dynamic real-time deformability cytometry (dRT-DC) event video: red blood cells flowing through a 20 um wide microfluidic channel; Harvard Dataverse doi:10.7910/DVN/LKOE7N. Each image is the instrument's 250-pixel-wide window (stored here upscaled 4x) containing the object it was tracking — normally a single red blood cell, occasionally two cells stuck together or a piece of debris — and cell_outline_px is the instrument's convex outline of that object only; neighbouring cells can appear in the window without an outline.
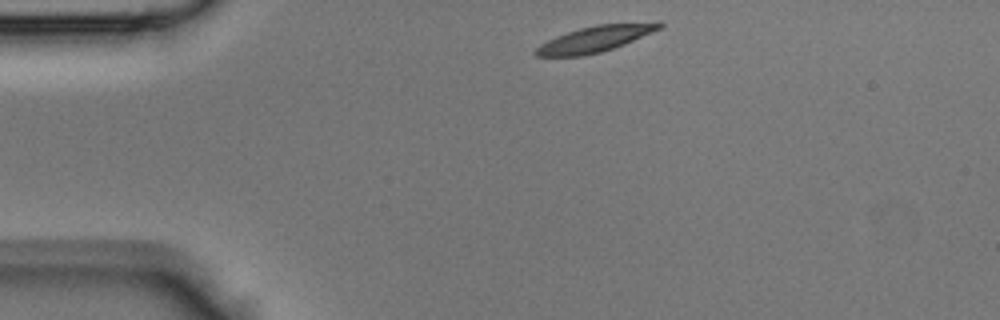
{"species": "Egyptian fruit bat (a non-hibernating species)", "species_latin": "Rousettus aegyptiacus", "temperature_condition": "room temperature", "stored_images_in_passage": 37, "camera_frame_rate_fps": 3000, "um_per_image_px": 0.085, "animal": {"sex": "male"}, "frame": {"image": 1, "passage_image": 1, "time_ms": 0.0, "image_size_px": [1000, 320], "cell_outline_px": [[664, 24], [660, 28], [652, 32], [624, 44], [600, 52], [580, 56], [536, 56], [532, 52], [540, 44], [556, 36], [580, 28], [596, 24], [656, 20], [660, 20]], "centroid_in_image_um": [50.65, 3.27], "position_along_channel_um": 34.4, "area_um2": 18.96}}
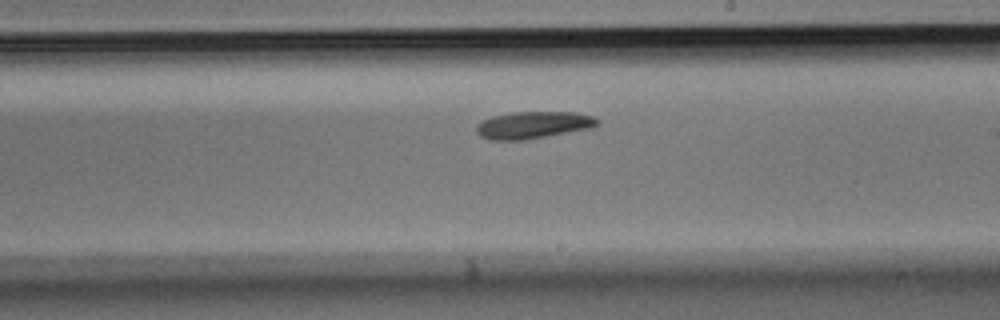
{"frame": {"image": 2, "passage_image": 18, "time_ms": 5.667, "image_size_px": [1000, 320], "cell_outline_px": [[600, 124], [592, 128], [548, 136], [524, 140], [488, 140], [480, 136], [476, 132], [476, 124], [492, 116], [512, 112], [576, 112], [592, 116], [600, 120]], "centroid_in_image_um": [45.33, 10.63], "position_along_channel_um": 243.7, "area_um2": 19.31}}
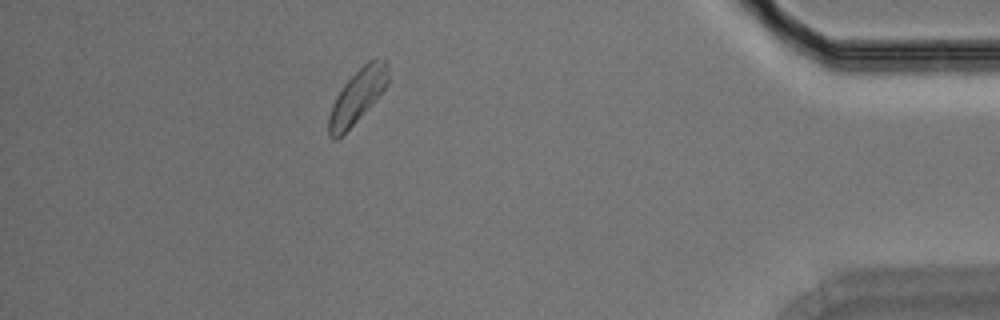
{"frame": {"image": 3, "passage_image": 32, "time_ms": 10.333, "image_size_px": [1000, 320], "cell_outline_px": [[388, 84], [356, 120], [336, 140], [332, 140], [328, 136], [328, 116], [332, 104], [336, 96], [344, 84], [368, 60], [384, 60], [388, 64]], "centroid_in_image_um": [30.33, 8.19], "position_along_channel_um": 404.9, "area_um2": 17.92}}